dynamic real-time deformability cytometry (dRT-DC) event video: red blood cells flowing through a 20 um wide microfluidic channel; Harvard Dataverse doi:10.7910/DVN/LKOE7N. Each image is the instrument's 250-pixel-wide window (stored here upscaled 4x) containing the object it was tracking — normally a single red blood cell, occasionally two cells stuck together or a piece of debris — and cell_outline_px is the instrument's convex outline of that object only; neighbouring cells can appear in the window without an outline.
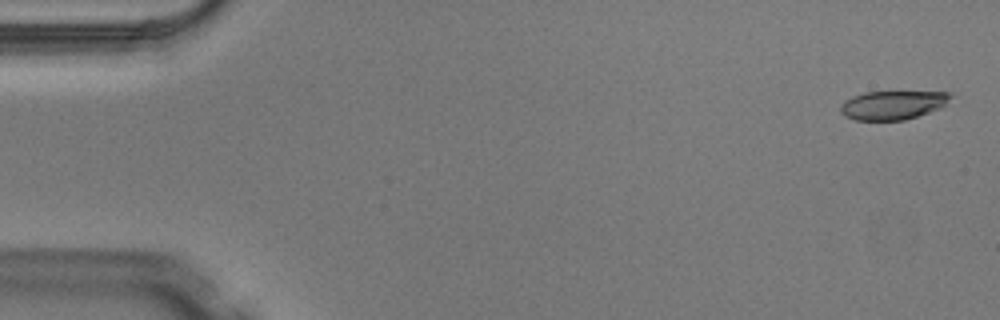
{"species": "Egyptian fruit bat (a non-hibernating species)", "species_latin": "Rousettus aegyptiacus", "temperature_condition": "warm", "stored_images_in_passage": 4, "segment_of_instrument_passage": [2, 2], "camera_frame_rate_fps": 3000, "um_per_image_px": 0.085, "animal": {"sex": "male"}, "frame": {"image": 1, "passage_image": 4, "time_ms": 1.0, "image_size_px": [1000, 320], "cell_outline_px": [[952, 96], [940, 108], [904, 120], [856, 120], [844, 116], [840, 112], [840, 104], [844, 100], [852, 96], [864, 92], [952, 92]], "centroid_in_image_um": [75.83, 8.92], "position_along_channel_um": 9.2, "area_um2": 18.38}}